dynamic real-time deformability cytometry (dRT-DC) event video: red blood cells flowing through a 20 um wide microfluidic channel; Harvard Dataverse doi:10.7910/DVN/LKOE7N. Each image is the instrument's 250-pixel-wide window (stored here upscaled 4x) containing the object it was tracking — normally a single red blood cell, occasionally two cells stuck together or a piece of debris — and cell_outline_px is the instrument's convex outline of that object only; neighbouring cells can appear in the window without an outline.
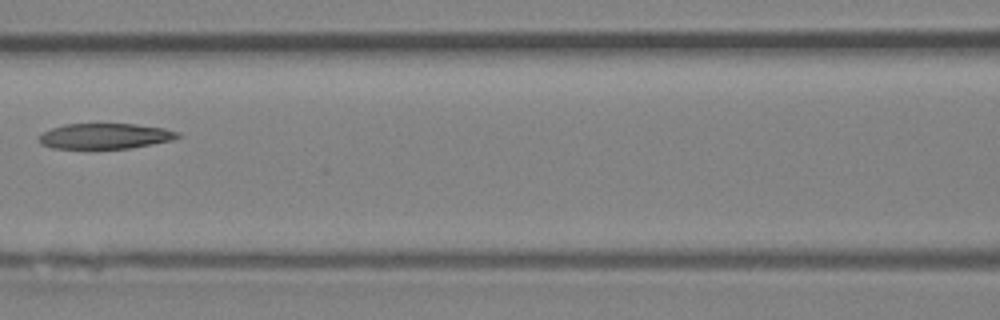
{"species": "Egyptian fruit bat (a non-hibernating species)", "species_latin": "Rousettus aegyptiacus", "temperature_condition": "room temperature", "stored_images_in_passage": 7, "camera_frame_rate_fps": 3000, "um_per_image_px": 0.085, "animal": {"sex": "female"}, "frame": {"image": 1, "passage_image": 6, "time_ms": 6.667, "image_size_px": [1000, 320], "cell_outline_px": [[180, 136], [172, 140], [152, 144], [128, 148], [52, 148], [40, 144], [40, 136], [44, 132], [52, 128], [64, 124], [136, 124], [164, 128], [180, 132]], "centroid_in_image_um": [8.95, 11.56], "position_along_channel_um": 157.6, "area_um2": 20.4}}
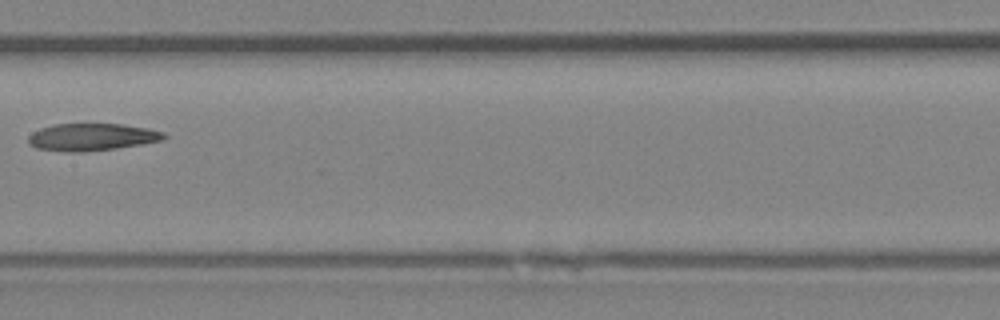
{"frame": {"image": 2, "passage_image": 7, "time_ms": 7.667, "image_size_px": [1000, 320], "cell_outline_px": [[168, 136], [164, 140], [116, 148], [84, 152], [64, 152], [36, 148], [28, 144], [28, 136], [32, 132], [40, 128], [52, 124], [124, 124], [148, 128], [164, 132]], "centroid_in_image_um": [7.79, 11.65], "position_along_channel_um": 199.6, "area_um2": 21.79}}